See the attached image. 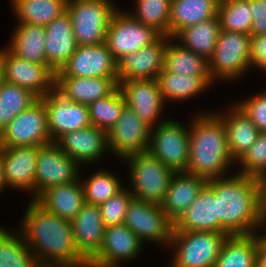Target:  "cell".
<instances>
[{
  "instance_id": "2e32d148",
  "label": "cell",
  "mask_w": 266,
  "mask_h": 267,
  "mask_svg": "<svg viewBox=\"0 0 266 267\" xmlns=\"http://www.w3.org/2000/svg\"><path fill=\"white\" fill-rule=\"evenodd\" d=\"M143 243L126 225L105 227L100 250L89 260L88 267H119L141 254Z\"/></svg>"
},
{
  "instance_id": "816d5d0a",
  "label": "cell",
  "mask_w": 266,
  "mask_h": 267,
  "mask_svg": "<svg viewBox=\"0 0 266 267\" xmlns=\"http://www.w3.org/2000/svg\"><path fill=\"white\" fill-rule=\"evenodd\" d=\"M261 241L266 245V237H260Z\"/></svg>"
},
{
  "instance_id": "3957f363",
  "label": "cell",
  "mask_w": 266,
  "mask_h": 267,
  "mask_svg": "<svg viewBox=\"0 0 266 267\" xmlns=\"http://www.w3.org/2000/svg\"><path fill=\"white\" fill-rule=\"evenodd\" d=\"M197 114L188 126L190 150L186 172L206 181L224 177L235 161L228 148L222 119L215 112Z\"/></svg>"
},
{
  "instance_id": "ffe728a7",
  "label": "cell",
  "mask_w": 266,
  "mask_h": 267,
  "mask_svg": "<svg viewBox=\"0 0 266 267\" xmlns=\"http://www.w3.org/2000/svg\"><path fill=\"white\" fill-rule=\"evenodd\" d=\"M39 146L0 147L6 186L34 194Z\"/></svg>"
},
{
  "instance_id": "ab89813d",
  "label": "cell",
  "mask_w": 266,
  "mask_h": 267,
  "mask_svg": "<svg viewBox=\"0 0 266 267\" xmlns=\"http://www.w3.org/2000/svg\"><path fill=\"white\" fill-rule=\"evenodd\" d=\"M135 3L134 13L130 14L162 36L169 37L171 0H136Z\"/></svg>"
},
{
  "instance_id": "9a60e30c",
  "label": "cell",
  "mask_w": 266,
  "mask_h": 267,
  "mask_svg": "<svg viewBox=\"0 0 266 267\" xmlns=\"http://www.w3.org/2000/svg\"><path fill=\"white\" fill-rule=\"evenodd\" d=\"M47 110L52 142L62 135L91 126L88 105L66 99L56 89L40 98Z\"/></svg>"
},
{
  "instance_id": "277c9868",
  "label": "cell",
  "mask_w": 266,
  "mask_h": 267,
  "mask_svg": "<svg viewBox=\"0 0 266 267\" xmlns=\"http://www.w3.org/2000/svg\"><path fill=\"white\" fill-rule=\"evenodd\" d=\"M228 236L222 232L173 230L170 267H214Z\"/></svg>"
},
{
  "instance_id": "4fadbf2b",
  "label": "cell",
  "mask_w": 266,
  "mask_h": 267,
  "mask_svg": "<svg viewBox=\"0 0 266 267\" xmlns=\"http://www.w3.org/2000/svg\"><path fill=\"white\" fill-rule=\"evenodd\" d=\"M80 165L69 157L55 142L39 146L35 173L34 198L54 185L67 184L79 179Z\"/></svg>"
},
{
  "instance_id": "52a82bcc",
  "label": "cell",
  "mask_w": 266,
  "mask_h": 267,
  "mask_svg": "<svg viewBox=\"0 0 266 267\" xmlns=\"http://www.w3.org/2000/svg\"><path fill=\"white\" fill-rule=\"evenodd\" d=\"M250 38V35L244 33L220 30L214 53L209 60V72L214 83L220 79L233 81L244 76L251 67Z\"/></svg>"
},
{
  "instance_id": "6da1fadb",
  "label": "cell",
  "mask_w": 266,
  "mask_h": 267,
  "mask_svg": "<svg viewBox=\"0 0 266 267\" xmlns=\"http://www.w3.org/2000/svg\"><path fill=\"white\" fill-rule=\"evenodd\" d=\"M19 229L42 267H88L79 252L71 221L45 210L31 199Z\"/></svg>"
},
{
  "instance_id": "8992f818",
  "label": "cell",
  "mask_w": 266,
  "mask_h": 267,
  "mask_svg": "<svg viewBox=\"0 0 266 267\" xmlns=\"http://www.w3.org/2000/svg\"><path fill=\"white\" fill-rule=\"evenodd\" d=\"M118 8L112 0H68L73 33L78 46L105 42L109 23Z\"/></svg>"
},
{
  "instance_id": "d590c367",
  "label": "cell",
  "mask_w": 266,
  "mask_h": 267,
  "mask_svg": "<svg viewBox=\"0 0 266 267\" xmlns=\"http://www.w3.org/2000/svg\"><path fill=\"white\" fill-rule=\"evenodd\" d=\"M20 234L0 229V267H42Z\"/></svg>"
},
{
  "instance_id": "7dc6e473",
  "label": "cell",
  "mask_w": 266,
  "mask_h": 267,
  "mask_svg": "<svg viewBox=\"0 0 266 267\" xmlns=\"http://www.w3.org/2000/svg\"><path fill=\"white\" fill-rule=\"evenodd\" d=\"M259 220L260 225L266 220V182L263 179L259 181Z\"/></svg>"
},
{
  "instance_id": "cb8c5ba5",
  "label": "cell",
  "mask_w": 266,
  "mask_h": 267,
  "mask_svg": "<svg viewBox=\"0 0 266 267\" xmlns=\"http://www.w3.org/2000/svg\"><path fill=\"white\" fill-rule=\"evenodd\" d=\"M173 230L219 232L215 195L207 183L200 189L194 202L173 223Z\"/></svg>"
},
{
  "instance_id": "d6986e66",
  "label": "cell",
  "mask_w": 266,
  "mask_h": 267,
  "mask_svg": "<svg viewBox=\"0 0 266 267\" xmlns=\"http://www.w3.org/2000/svg\"><path fill=\"white\" fill-rule=\"evenodd\" d=\"M167 36L129 53L117 62L118 83L133 79H156L164 69Z\"/></svg>"
},
{
  "instance_id": "5bb4252c",
  "label": "cell",
  "mask_w": 266,
  "mask_h": 267,
  "mask_svg": "<svg viewBox=\"0 0 266 267\" xmlns=\"http://www.w3.org/2000/svg\"><path fill=\"white\" fill-rule=\"evenodd\" d=\"M151 127L129 107L108 132V147L119 159L148 151Z\"/></svg>"
},
{
  "instance_id": "60d3db41",
  "label": "cell",
  "mask_w": 266,
  "mask_h": 267,
  "mask_svg": "<svg viewBox=\"0 0 266 267\" xmlns=\"http://www.w3.org/2000/svg\"><path fill=\"white\" fill-rule=\"evenodd\" d=\"M85 202L100 205L120 192L123 187L120 180L110 171L97 170L81 183Z\"/></svg>"
},
{
  "instance_id": "7402d4cb",
  "label": "cell",
  "mask_w": 266,
  "mask_h": 267,
  "mask_svg": "<svg viewBox=\"0 0 266 267\" xmlns=\"http://www.w3.org/2000/svg\"><path fill=\"white\" fill-rule=\"evenodd\" d=\"M118 87V77L56 76L55 81V89L61 95L84 105L111 95Z\"/></svg>"
},
{
  "instance_id": "b9f144b4",
  "label": "cell",
  "mask_w": 266,
  "mask_h": 267,
  "mask_svg": "<svg viewBox=\"0 0 266 267\" xmlns=\"http://www.w3.org/2000/svg\"><path fill=\"white\" fill-rule=\"evenodd\" d=\"M240 163V174L263 179L266 176V132H259L256 141L237 161Z\"/></svg>"
},
{
  "instance_id": "44dd1931",
  "label": "cell",
  "mask_w": 266,
  "mask_h": 267,
  "mask_svg": "<svg viewBox=\"0 0 266 267\" xmlns=\"http://www.w3.org/2000/svg\"><path fill=\"white\" fill-rule=\"evenodd\" d=\"M55 143L79 165L95 163L109 151L108 132L93 125L66 133Z\"/></svg>"
},
{
  "instance_id": "9c48e42d",
  "label": "cell",
  "mask_w": 266,
  "mask_h": 267,
  "mask_svg": "<svg viewBox=\"0 0 266 267\" xmlns=\"http://www.w3.org/2000/svg\"><path fill=\"white\" fill-rule=\"evenodd\" d=\"M161 36L153 27L139 22L129 11L117 9L109 23L105 43L118 62L125 55L155 43Z\"/></svg>"
},
{
  "instance_id": "f6af8a7d",
  "label": "cell",
  "mask_w": 266,
  "mask_h": 267,
  "mask_svg": "<svg viewBox=\"0 0 266 267\" xmlns=\"http://www.w3.org/2000/svg\"><path fill=\"white\" fill-rule=\"evenodd\" d=\"M250 65L266 71V33L250 38ZM255 66V67H254Z\"/></svg>"
},
{
  "instance_id": "8d00e7d4",
  "label": "cell",
  "mask_w": 266,
  "mask_h": 267,
  "mask_svg": "<svg viewBox=\"0 0 266 267\" xmlns=\"http://www.w3.org/2000/svg\"><path fill=\"white\" fill-rule=\"evenodd\" d=\"M39 98L30 90L2 81L0 84V133L22 111Z\"/></svg>"
},
{
  "instance_id": "ba28073f",
  "label": "cell",
  "mask_w": 266,
  "mask_h": 267,
  "mask_svg": "<svg viewBox=\"0 0 266 267\" xmlns=\"http://www.w3.org/2000/svg\"><path fill=\"white\" fill-rule=\"evenodd\" d=\"M166 119L152 127L148 152L174 172H186L189 164V128Z\"/></svg>"
},
{
  "instance_id": "1f68e13d",
  "label": "cell",
  "mask_w": 266,
  "mask_h": 267,
  "mask_svg": "<svg viewBox=\"0 0 266 267\" xmlns=\"http://www.w3.org/2000/svg\"><path fill=\"white\" fill-rule=\"evenodd\" d=\"M258 234L229 235L224 241L214 267H255L261 242Z\"/></svg>"
},
{
  "instance_id": "7c38bea8",
  "label": "cell",
  "mask_w": 266,
  "mask_h": 267,
  "mask_svg": "<svg viewBox=\"0 0 266 267\" xmlns=\"http://www.w3.org/2000/svg\"><path fill=\"white\" fill-rule=\"evenodd\" d=\"M124 225L130 228L142 243L154 242L170 245L173 222L163 211L161 205L133 198L126 211Z\"/></svg>"
},
{
  "instance_id": "836d02e7",
  "label": "cell",
  "mask_w": 266,
  "mask_h": 267,
  "mask_svg": "<svg viewBox=\"0 0 266 267\" xmlns=\"http://www.w3.org/2000/svg\"><path fill=\"white\" fill-rule=\"evenodd\" d=\"M68 0H11L18 23L46 26L67 11Z\"/></svg>"
},
{
  "instance_id": "30bf717a",
  "label": "cell",
  "mask_w": 266,
  "mask_h": 267,
  "mask_svg": "<svg viewBox=\"0 0 266 267\" xmlns=\"http://www.w3.org/2000/svg\"><path fill=\"white\" fill-rule=\"evenodd\" d=\"M52 143L47 110L39 98L0 133V147L43 146Z\"/></svg>"
},
{
  "instance_id": "7a4b0ae2",
  "label": "cell",
  "mask_w": 266,
  "mask_h": 267,
  "mask_svg": "<svg viewBox=\"0 0 266 267\" xmlns=\"http://www.w3.org/2000/svg\"><path fill=\"white\" fill-rule=\"evenodd\" d=\"M259 181L240 173L206 181L214 191L219 232L228 235L257 233L260 228Z\"/></svg>"
},
{
  "instance_id": "f1b7e54d",
  "label": "cell",
  "mask_w": 266,
  "mask_h": 267,
  "mask_svg": "<svg viewBox=\"0 0 266 267\" xmlns=\"http://www.w3.org/2000/svg\"><path fill=\"white\" fill-rule=\"evenodd\" d=\"M218 0H171L169 37L218 16Z\"/></svg>"
},
{
  "instance_id": "f5cc1de1",
  "label": "cell",
  "mask_w": 266,
  "mask_h": 267,
  "mask_svg": "<svg viewBox=\"0 0 266 267\" xmlns=\"http://www.w3.org/2000/svg\"><path fill=\"white\" fill-rule=\"evenodd\" d=\"M3 81V77H2V72H1V69H0V84L2 83Z\"/></svg>"
},
{
  "instance_id": "7bdbcfd3",
  "label": "cell",
  "mask_w": 266,
  "mask_h": 267,
  "mask_svg": "<svg viewBox=\"0 0 266 267\" xmlns=\"http://www.w3.org/2000/svg\"><path fill=\"white\" fill-rule=\"evenodd\" d=\"M134 198L130 189H122L109 200L99 205L102 222L105 227L124 223L129 203Z\"/></svg>"
},
{
  "instance_id": "603a6c76",
  "label": "cell",
  "mask_w": 266,
  "mask_h": 267,
  "mask_svg": "<svg viewBox=\"0 0 266 267\" xmlns=\"http://www.w3.org/2000/svg\"><path fill=\"white\" fill-rule=\"evenodd\" d=\"M45 33L44 44L47 64L57 72L78 47L70 14L66 11L46 25Z\"/></svg>"
},
{
  "instance_id": "e0dca14e",
  "label": "cell",
  "mask_w": 266,
  "mask_h": 267,
  "mask_svg": "<svg viewBox=\"0 0 266 267\" xmlns=\"http://www.w3.org/2000/svg\"><path fill=\"white\" fill-rule=\"evenodd\" d=\"M56 76L118 77L117 61L106 43L78 46Z\"/></svg>"
},
{
  "instance_id": "4dcf8cb0",
  "label": "cell",
  "mask_w": 266,
  "mask_h": 267,
  "mask_svg": "<svg viewBox=\"0 0 266 267\" xmlns=\"http://www.w3.org/2000/svg\"><path fill=\"white\" fill-rule=\"evenodd\" d=\"M164 101H182L191 99L209 89L211 76H191L189 74H174L164 69L156 78Z\"/></svg>"
},
{
  "instance_id": "ee69618b",
  "label": "cell",
  "mask_w": 266,
  "mask_h": 267,
  "mask_svg": "<svg viewBox=\"0 0 266 267\" xmlns=\"http://www.w3.org/2000/svg\"><path fill=\"white\" fill-rule=\"evenodd\" d=\"M236 103L260 132H266V90Z\"/></svg>"
},
{
  "instance_id": "c3c4849f",
  "label": "cell",
  "mask_w": 266,
  "mask_h": 267,
  "mask_svg": "<svg viewBox=\"0 0 266 267\" xmlns=\"http://www.w3.org/2000/svg\"><path fill=\"white\" fill-rule=\"evenodd\" d=\"M255 267H266V245L261 241L256 253Z\"/></svg>"
},
{
  "instance_id": "5b68a950",
  "label": "cell",
  "mask_w": 266,
  "mask_h": 267,
  "mask_svg": "<svg viewBox=\"0 0 266 267\" xmlns=\"http://www.w3.org/2000/svg\"><path fill=\"white\" fill-rule=\"evenodd\" d=\"M123 160L129 163L130 191L134 198L161 205L175 172L148 151Z\"/></svg>"
},
{
  "instance_id": "bcb514c9",
  "label": "cell",
  "mask_w": 266,
  "mask_h": 267,
  "mask_svg": "<svg viewBox=\"0 0 266 267\" xmlns=\"http://www.w3.org/2000/svg\"><path fill=\"white\" fill-rule=\"evenodd\" d=\"M251 13L253 16L250 36L266 33V4L263 0H250Z\"/></svg>"
},
{
  "instance_id": "f35d334b",
  "label": "cell",
  "mask_w": 266,
  "mask_h": 267,
  "mask_svg": "<svg viewBox=\"0 0 266 267\" xmlns=\"http://www.w3.org/2000/svg\"><path fill=\"white\" fill-rule=\"evenodd\" d=\"M125 106V99L118 87L111 95L88 105L90 122L93 126L109 132Z\"/></svg>"
},
{
  "instance_id": "f546056e",
  "label": "cell",
  "mask_w": 266,
  "mask_h": 267,
  "mask_svg": "<svg viewBox=\"0 0 266 267\" xmlns=\"http://www.w3.org/2000/svg\"><path fill=\"white\" fill-rule=\"evenodd\" d=\"M6 48L20 59L37 64H47L45 55V26L17 23Z\"/></svg>"
},
{
  "instance_id": "83f0119b",
  "label": "cell",
  "mask_w": 266,
  "mask_h": 267,
  "mask_svg": "<svg viewBox=\"0 0 266 267\" xmlns=\"http://www.w3.org/2000/svg\"><path fill=\"white\" fill-rule=\"evenodd\" d=\"M228 112H216L222 119L225 127L228 148L235 163L247 152L256 141L259 129L236 105L230 107ZM227 113V114H226Z\"/></svg>"
},
{
  "instance_id": "d4e9b609",
  "label": "cell",
  "mask_w": 266,
  "mask_h": 267,
  "mask_svg": "<svg viewBox=\"0 0 266 267\" xmlns=\"http://www.w3.org/2000/svg\"><path fill=\"white\" fill-rule=\"evenodd\" d=\"M71 225L75 244L89 261L100 250L105 232L99 205L85 203Z\"/></svg>"
},
{
  "instance_id": "4316f807",
  "label": "cell",
  "mask_w": 266,
  "mask_h": 267,
  "mask_svg": "<svg viewBox=\"0 0 266 267\" xmlns=\"http://www.w3.org/2000/svg\"><path fill=\"white\" fill-rule=\"evenodd\" d=\"M205 183L204 178L187 172L173 174L165 198L161 203L163 211L173 223L194 202Z\"/></svg>"
},
{
  "instance_id": "f907efd6",
  "label": "cell",
  "mask_w": 266,
  "mask_h": 267,
  "mask_svg": "<svg viewBox=\"0 0 266 267\" xmlns=\"http://www.w3.org/2000/svg\"><path fill=\"white\" fill-rule=\"evenodd\" d=\"M264 224V225H263ZM263 226L265 227L266 226V220L262 223V225H260V229L261 228H263ZM266 232V231H265ZM260 237H266V233H265V235H264V233H263V235H259Z\"/></svg>"
},
{
  "instance_id": "484cf974",
  "label": "cell",
  "mask_w": 266,
  "mask_h": 267,
  "mask_svg": "<svg viewBox=\"0 0 266 267\" xmlns=\"http://www.w3.org/2000/svg\"><path fill=\"white\" fill-rule=\"evenodd\" d=\"M81 180L51 186L34 200L45 210L71 221L86 203Z\"/></svg>"
},
{
  "instance_id": "681fc988",
  "label": "cell",
  "mask_w": 266,
  "mask_h": 267,
  "mask_svg": "<svg viewBox=\"0 0 266 267\" xmlns=\"http://www.w3.org/2000/svg\"><path fill=\"white\" fill-rule=\"evenodd\" d=\"M6 186V180L4 177V165L2 161V156L0 154V193L3 192V189H5Z\"/></svg>"
},
{
  "instance_id": "8fae6325",
  "label": "cell",
  "mask_w": 266,
  "mask_h": 267,
  "mask_svg": "<svg viewBox=\"0 0 266 267\" xmlns=\"http://www.w3.org/2000/svg\"><path fill=\"white\" fill-rule=\"evenodd\" d=\"M0 69L3 80L30 90L38 98L55 89L56 72L45 64L32 63L0 49Z\"/></svg>"
},
{
  "instance_id": "ac0fdd59",
  "label": "cell",
  "mask_w": 266,
  "mask_h": 267,
  "mask_svg": "<svg viewBox=\"0 0 266 267\" xmlns=\"http://www.w3.org/2000/svg\"><path fill=\"white\" fill-rule=\"evenodd\" d=\"M119 89L125 99L126 106L132 109L151 128L160 124V121L161 123L166 121L165 119L159 120L166 103L156 79L121 81Z\"/></svg>"
},
{
  "instance_id": "74e56055",
  "label": "cell",
  "mask_w": 266,
  "mask_h": 267,
  "mask_svg": "<svg viewBox=\"0 0 266 267\" xmlns=\"http://www.w3.org/2000/svg\"><path fill=\"white\" fill-rule=\"evenodd\" d=\"M218 17L222 30L250 35L253 19L250 0L220 1Z\"/></svg>"
},
{
  "instance_id": "e575fe53",
  "label": "cell",
  "mask_w": 266,
  "mask_h": 267,
  "mask_svg": "<svg viewBox=\"0 0 266 267\" xmlns=\"http://www.w3.org/2000/svg\"><path fill=\"white\" fill-rule=\"evenodd\" d=\"M167 36L164 70L174 74L210 76L209 61ZM172 42V43H171Z\"/></svg>"
},
{
  "instance_id": "d6a6232c",
  "label": "cell",
  "mask_w": 266,
  "mask_h": 267,
  "mask_svg": "<svg viewBox=\"0 0 266 267\" xmlns=\"http://www.w3.org/2000/svg\"><path fill=\"white\" fill-rule=\"evenodd\" d=\"M221 30L220 20L215 16L207 21L182 29L174 40L209 61Z\"/></svg>"
}]
</instances>
